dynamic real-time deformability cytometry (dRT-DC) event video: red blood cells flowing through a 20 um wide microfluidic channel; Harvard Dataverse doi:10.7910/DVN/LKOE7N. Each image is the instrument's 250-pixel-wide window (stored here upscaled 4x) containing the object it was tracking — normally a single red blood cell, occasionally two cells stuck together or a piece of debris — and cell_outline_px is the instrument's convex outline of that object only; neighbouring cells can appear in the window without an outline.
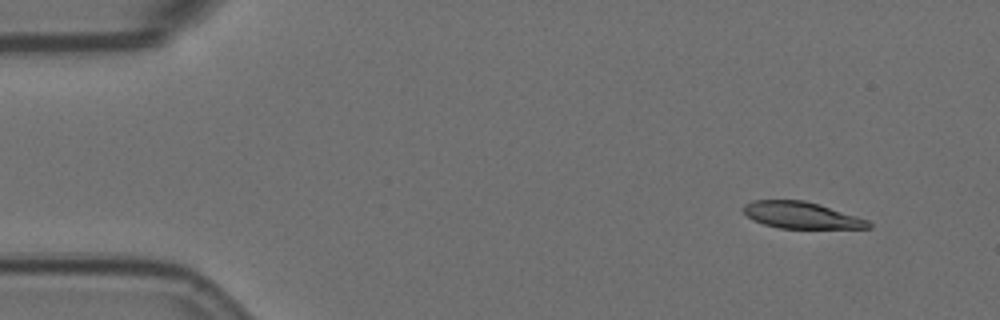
{"species": "Egyptian fruit bat (a non-hibernating species)", "species_latin": "Rousettus aegyptiacus", "temperature_condition": "room temperature", "stored_images_in_passage": 4, "camera_frame_rate_fps": 3000, "um_per_image_px": 0.085, "animal": {"sex": "female"}, "frame": {"image": 1, "passage_image": 1, "time_ms": 0.0, "image_size_px": [1000, 320], "cell_outline_px": [[872, 228], [780, 228], [764, 224], [752, 220], [740, 208], [744, 204], [752, 200], [804, 200], [820, 204], [868, 220], [872, 224]], "centroid_in_image_um": [68.08, 18.28], "position_along_channel_um": 16.9, "area_um2": 19.42}}
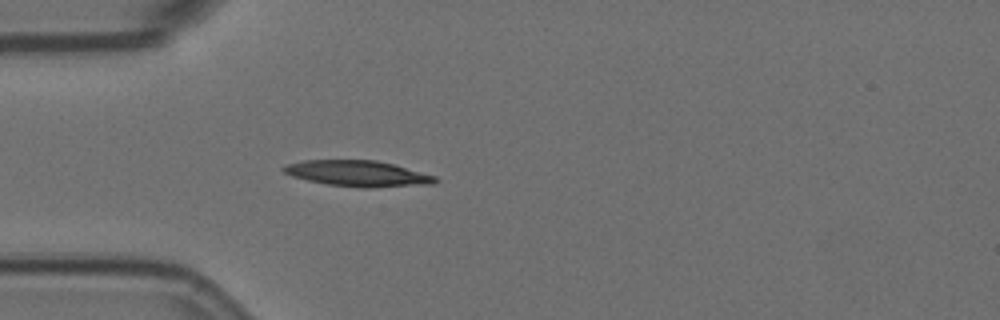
{"frame": {"image": 2, "passage_image": 4, "time_ms": 1.0, "image_size_px": [1000, 320], "cell_outline_px": [[440, 180], [432, 184], [372, 188], [360, 188], [328, 184], [308, 180], [292, 176], [284, 172], [280, 168], [288, 164], [304, 160], [376, 160], [392, 164], [436, 176]], "centroid_in_image_um": [30.43, 14.75], "position_along_channel_um": 54.6, "area_um2": 22.83}}